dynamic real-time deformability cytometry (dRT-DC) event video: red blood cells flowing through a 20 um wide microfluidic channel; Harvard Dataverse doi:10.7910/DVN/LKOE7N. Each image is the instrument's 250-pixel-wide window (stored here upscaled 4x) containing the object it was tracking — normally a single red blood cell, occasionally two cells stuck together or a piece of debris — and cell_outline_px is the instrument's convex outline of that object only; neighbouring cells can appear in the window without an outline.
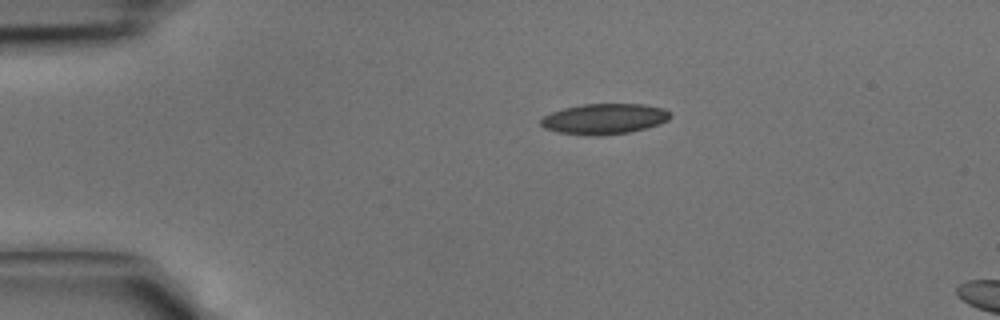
{"species": "common noctule bat (a hibernating species)", "species_latin": "Nyctalus noctula", "temperature_condition": "cold", "stored_images_in_passage": 5, "camera_frame_rate_fps": 3000, "um_per_image_px": 0.085, "animal": {"sex": "male", "body_mass_g": 15.6}, "frame": {"image": 1, "passage_image": 1, "time_ms": 0.0, "image_size_px": [1000, 320], "cell_outline_px": [[672, 116], [668, 120], [644, 128], [628, 132], [600, 136], [592, 136], [560, 132], [544, 128], [540, 124], [540, 120], [544, 116], [552, 112], [564, 108], [584, 104], [644, 104], [664, 108], [672, 112]], "centroid_in_image_um": [51.38, 10.1], "position_along_channel_um": 33.6, "area_um2": 22.95}}